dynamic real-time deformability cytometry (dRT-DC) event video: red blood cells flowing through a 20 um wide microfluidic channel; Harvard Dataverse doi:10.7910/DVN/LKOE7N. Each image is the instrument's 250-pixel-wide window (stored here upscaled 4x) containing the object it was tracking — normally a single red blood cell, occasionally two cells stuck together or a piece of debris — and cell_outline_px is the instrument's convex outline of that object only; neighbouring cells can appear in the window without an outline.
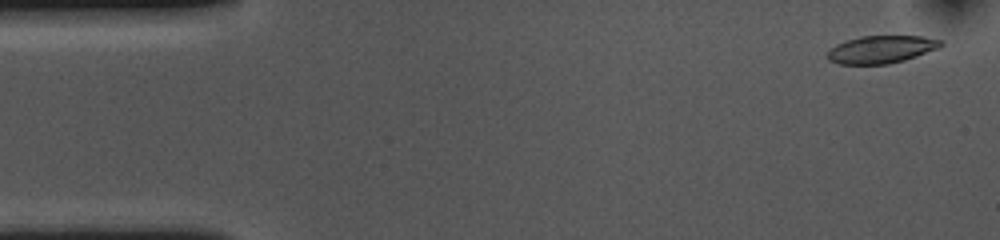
{"species": "common noctule bat (a hibernating species)", "species_latin": "Nyctalus noctula", "temperature_condition": "cold", "stored_images_in_passage": 53, "camera_frame_rate_fps": 3000, "um_per_image_px": 0.085, "animal": {"sex": "female", "body_mass_g": 10.0, "forearm_length_mm": 53.1}, "frame": {"image": 1, "passage_image": 2, "time_ms": 0.333, "image_size_px": [1000, 240], "cell_outline_px": [[944, 44], [936, 48], [916, 56], [904, 60], [888, 64], [840, 64], [828, 60], [824, 56], [836, 44], [860, 36], [920, 36], [944, 40]], "centroid_in_image_um": [74.88, 4.2], "position_along_channel_um": 10.1, "area_um2": 18.15}}
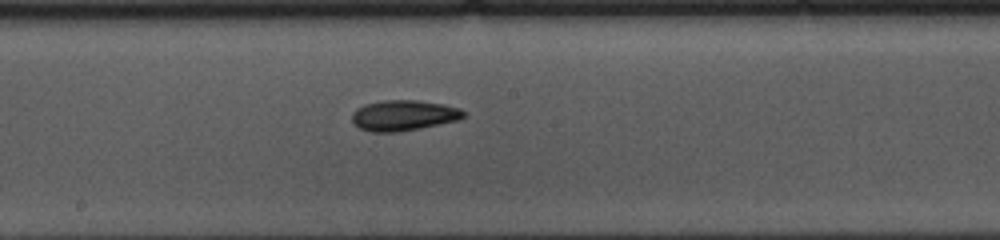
{"frame": {"image": 2, "passage_image": 27, "time_ms": 8.667, "image_size_px": [1000, 240], "cell_outline_px": [[464, 116], [460, 120], [420, 128], [396, 132], [372, 132], [360, 128], [352, 120], [352, 112], [356, 108], [364, 104], [384, 100], [416, 100], [444, 104], [460, 108], [464, 112]], "centroid_in_image_um": [34.31, 9.8], "position_along_channel_um": 213.9, "area_um2": 19.88}}
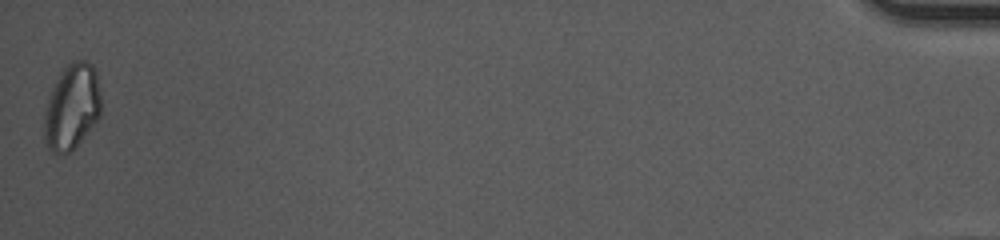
{"frame": {"image": 3, "passage_image": 53, "time_ms": 17.333, "image_size_px": [1000, 240], "cell_outline_px": [[100, 116], [72, 152], [52, 152], [48, 148], [44, 140], [44, 112], [52, 88], [60, 72], [72, 60], [84, 60], [92, 64], [96, 72], [100, 92]], "centroid_in_image_um": [6.11, 9.08], "position_along_channel_um": 429.1, "area_um2": 28.32}, "authors_computed_cell_mechanics": {"area_um2": 19.4786, "velocity_mm_per_s": 3.6566, "shape_relaxation_time_tau1_ms": 7.1199, "shape_relaxation_time_tau2_ms": 8.9698, "deformation_change_tau1": 0.1636, "deformation_change_tau2": 0.1661}}